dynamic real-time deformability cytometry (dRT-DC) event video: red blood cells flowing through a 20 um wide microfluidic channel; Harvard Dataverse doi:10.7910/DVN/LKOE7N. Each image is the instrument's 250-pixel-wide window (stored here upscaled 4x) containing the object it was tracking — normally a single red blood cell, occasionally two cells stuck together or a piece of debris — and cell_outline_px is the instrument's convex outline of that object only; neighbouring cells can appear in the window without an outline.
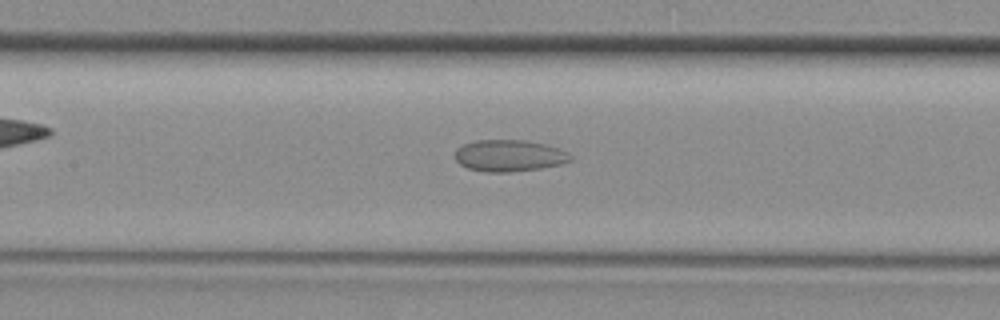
{"species": "common noctule bat (a hibernating species)", "species_latin": "Nyctalus noctula", "temperature_condition": "room temperature", "stored_images_in_passage": 35, "camera_frame_rate_fps": 3000, "um_per_image_px": 0.085, "animal": {"sex": "female", "body_mass_g": 29.2, "forearm_length_mm": 56.3}, "frame": {"image": 1, "passage_image": 14, "time_ms": 4.333, "image_size_px": [1000, 320], "cell_outline_px": [[572, 160], [564, 164], [540, 168], [508, 172], [484, 172], [468, 168], [460, 164], [456, 160], [456, 148], [464, 144], [476, 140], [524, 140], [544, 144], [568, 152], [572, 156]], "centroid_in_image_um": [43.29, 13.23], "position_along_channel_um": 164.1, "area_um2": 21.27}}
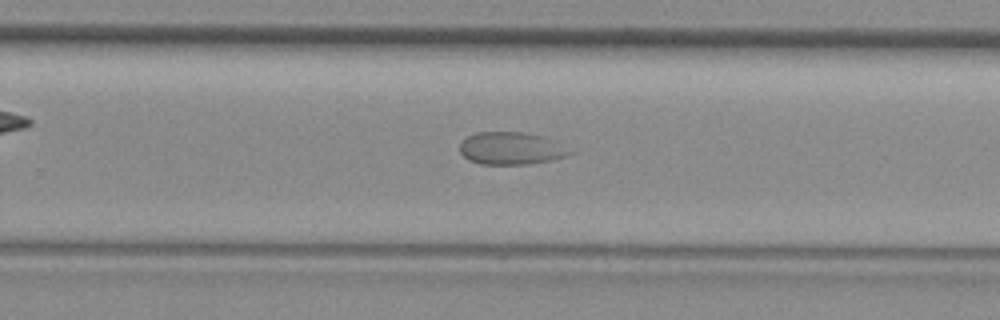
{"frame": {"image": 2, "passage_image": 21, "time_ms": 6.667, "image_size_px": [1000, 320], "cell_outline_px": [[576, 152], [568, 156], [552, 160], [528, 164], [480, 164], [468, 160], [460, 152], [460, 144], [468, 136], [476, 132], [524, 132], [544, 136], [556, 140]], "centroid_in_image_um": [43.51, 12.61], "position_along_channel_um": 286.3, "area_um2": 21.15}}
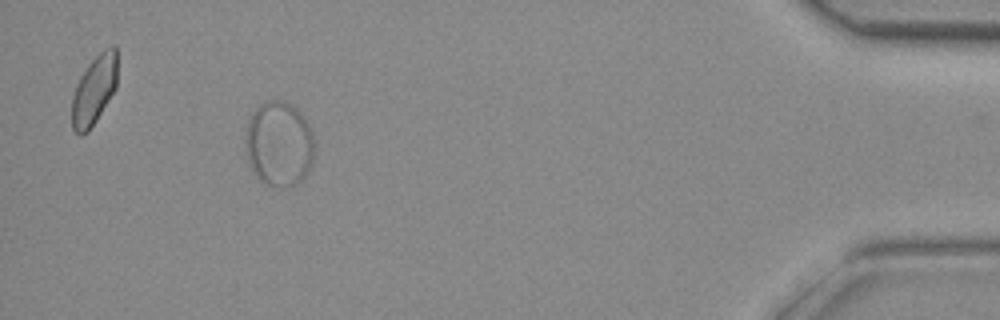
{"frame": {"image": 3, "passage_image": 32, "time_ms": 10.333, "image_size_px": [1000, 320], "cell_outline_px": [[316, 144], [312, 160], [308, 172], [296, 184], [268, 184], [260, 180], [256, 176], [248, 160], [244, 144], [248, 120], [252, 112], [260, 104], [272, 100], [284, 100], [296, 108], [300, 112], [308, 124], [312, 132]], "centroid_in_image_um": [23.72, 12.18], "position_along_channel_um": 411.5, "area_um2": 33.99}}